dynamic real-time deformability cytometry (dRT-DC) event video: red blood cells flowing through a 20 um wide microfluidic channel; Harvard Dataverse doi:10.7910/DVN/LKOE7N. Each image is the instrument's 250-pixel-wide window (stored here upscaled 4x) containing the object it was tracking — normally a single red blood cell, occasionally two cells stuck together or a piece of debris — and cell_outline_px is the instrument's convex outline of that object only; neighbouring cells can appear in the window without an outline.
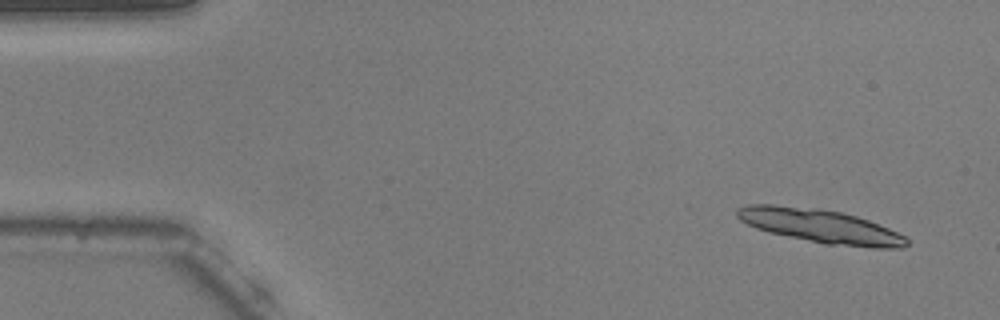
{"species": "common noctule bat (a hibernating species)", "species_latin": "Nyctalus noctula", "temperature_condition": "warm", "stored_images_in_passage": 28, "camera_frame_rate_fps": 3000, "um_per_image_px": 0.085, "animal": {"sex": "male", "body_mass_g": 20.5, "forearm_length_mm": 52.5}, "frame": {"image": 1, "passage_image": 4, "time_ms": 1.0, "image_size_px": [1000, 320], "cell_outline_px": [[908, 244], [900, 248], [872, 248], [824, 244], [768, 232], [756, 228], [740, 220], [736, 216], [736, 208], [748, 204], [772, 204], [816, 208], [840, 212], [856, 216], [868, 220], [888, 228], [904, 236], [908, 240]], "centroid_in_image_um": [69.7, 19.22], "position_along_channel_um": 15.3, "area_um2": 33.29}}
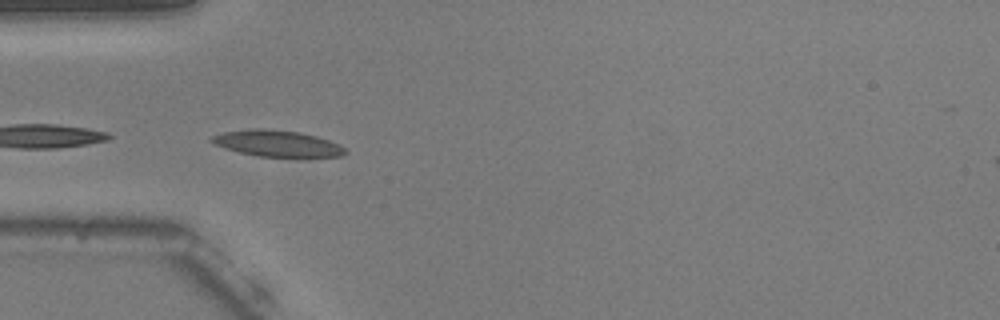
{"frame": {"image": 2, "passage_image": 17, "time_ms": 5.333, "image_size_px": [1000, 320], "cell_outline_px": [[348, 152], [344, 156], [308, 160], [256, 156], [224, 148], [212, 144], [208, 140], [212, 136], [224, 132], [252, 128], [264, 128], [300, 132], [316, 136], [340, 144]], "centroid_in_image_um": [23.66, 12.25], "position_along_channel_um": 61.3, "area_um2": 21.68}}
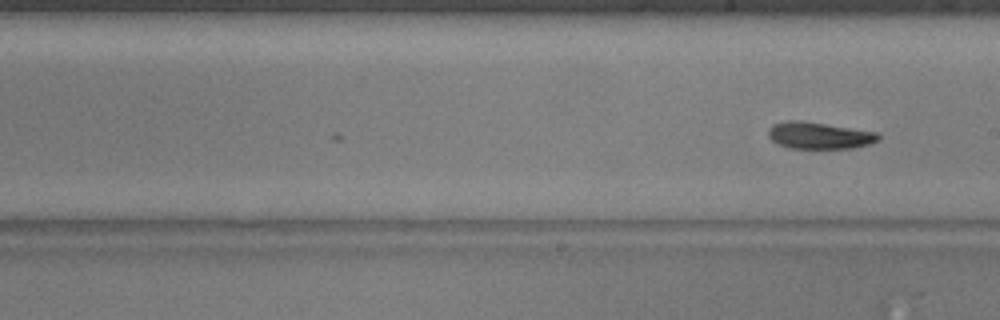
{"frame": {"image": 3, "passage_image": 28, "time_ms": 9.0, "image_size_px": [1000, 320], "cell_outline_px": [[880, 140], [868, 144], [852, 148], [788, 148], [772, 140], [768, 136], [768, 128], [772, 124], [788, 120], [800, 120], [876, 132], [880, 136]], "centroid_in_image_um": [69.6, 11.51], "position_along_channel_um": 219.4, "area_um2": 17.05}}